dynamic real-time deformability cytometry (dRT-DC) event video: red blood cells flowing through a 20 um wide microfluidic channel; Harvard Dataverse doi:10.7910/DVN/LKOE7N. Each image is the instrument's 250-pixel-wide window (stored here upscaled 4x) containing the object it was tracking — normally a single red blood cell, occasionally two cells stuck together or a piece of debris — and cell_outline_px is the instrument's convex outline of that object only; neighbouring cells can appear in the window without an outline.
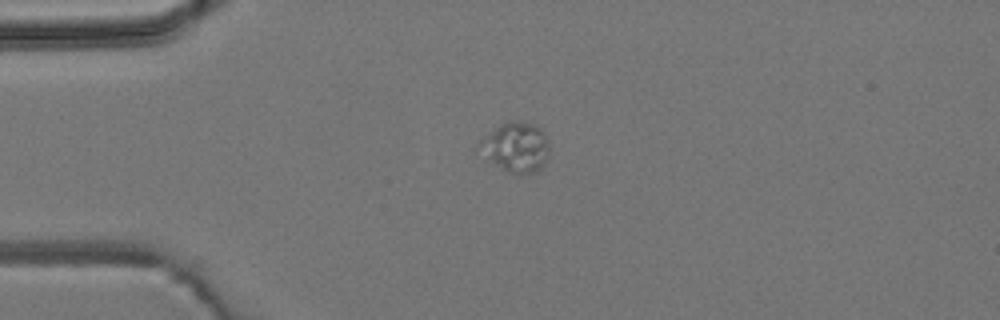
{"species": "common noctule bat (a hibernating species)", "species_latin": "Nyctalus noctula", "temperature_condition": "room temperature", "stored_images_in_passage": 2, "camera_frame_rate_fps": 3000, "um_per_image_px": 0.085, "animal": {"sex": "male", "body_mass_g": 19.2, "forearm_length_mm": 51.8}, "frame": {"image": 1, "passage_image": 1, "time_ms": 0.0, "image_size_px": [1000, 320], "cell_outline_px": [[548, 156], [544, 164], [536, 172], [520, 176], [508, 172], [488, 160], [476, 148], [480, 140], [484, 136], [500, 124], [508, 120], [524, 120], [536, 124], [544, 132], [548, 144]], "centroid_in_image_um": [43.84, 12.5], "position_along_channel_um": 41.2, "area_um2": 20.81}}